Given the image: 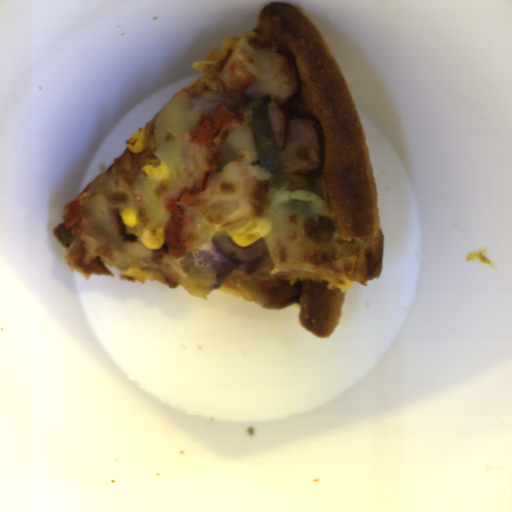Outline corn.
I'll list each match as a JSON object with an SVG mask.
<instances>
[{
	"instance_id": "1",
	"label": "corn",
	"mask_w": 512,
	"mask_h": 512,
	"mask_svg": "<svg viewBox=\"0 0 512 512\" xmlns=\"http://www.w3.org/2000/svg\"><path fill=\"white\" fill-rule=\"evenodd\" d=\"M230 238L238 246H250L261 239V232L257 224L252 220L235 226L229 232Z\"/></svg>"
},
{
	"instance_id": "2",
	"label": "corn",
	"mask_w": 512,
	"mask_h": 512,
	"mask_svg": "<svg viewBox=\"0 0 512 512\" xmlns=\"http://www.w3.org/2000/svg\"><path fill=\"white\" fill-rule=\"evenodd\" d=\"M165 228H158L155 230H146L143 232L141 242L146 248L157 249L163 245Z\"/></svg>"
},
{
	"instance_id": "3",
	"label": "corn",
	"mask_w": 512,
	"mask_h": 512,
	"mask_svg": "<svg viewBox=\"0 0 512 512\" xmlns=\"http://www.w3.org/2000/svg\"><path fill=\"white\" fill-rule=\"evenodd\" d=\"M141 171L148 177L153 178H169L170 172L166 165L159 164L158 166L145 165L141 167Z\"/></svg>"
},
{
	"instance_id": "4",
	"label": "corn",
	"mask_w": 512,
	"mask_h": 512,
	"mask_svg": "<svg viewBox=\"0 0 512 512\" xmlns=\"http://www.w3.org/2000/svg\"><path fill=\"white\" fill-rule=\"evenodd\" d=\"M120 218L123 224L128 227H135L138 223L136 208H126L122 209L120 212Z\"/></svg>"
}]
</instances>
